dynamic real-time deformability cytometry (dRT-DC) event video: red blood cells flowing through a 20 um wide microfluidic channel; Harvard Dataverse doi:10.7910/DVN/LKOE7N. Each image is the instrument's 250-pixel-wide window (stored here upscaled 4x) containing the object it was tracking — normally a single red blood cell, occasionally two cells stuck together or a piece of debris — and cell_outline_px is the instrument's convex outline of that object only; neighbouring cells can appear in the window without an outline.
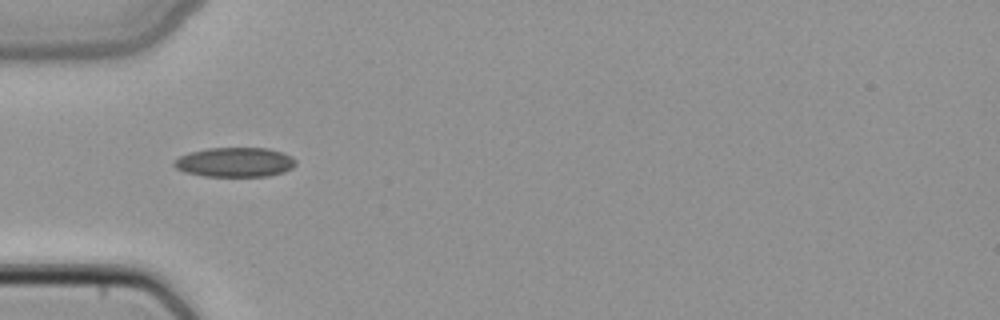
{"species": "common noctule bat (a hibernating species)", "species_latin": "Nyctalus noctula", "temperature_condition": "cold", "stored_images_in_passage": 4, "camera_frame_rate_fps": 3000, "um_per_image_px": 0.085, "animal": {"sex": "female", "body_mass_g": 22.7, "forearm_length_mm": 54.2}, "frame": {"image": 1, "passage_image": 4, "time_ms": 1.0, "image_size_px": [1000, 320], "cell_outline_px": [[296, 164], [292, 168], [284, 172], [268, 176], [204, 176], [184, 172], [176, 168], [172, 164], [172, 160], [188, 152], [208, 148], [268, 148], [292, 156], [296, 160]], "centroid_in_image_um": [19.94, 13.79], "position_along_channel_um": 65.1, "area_um2": 21.1}}